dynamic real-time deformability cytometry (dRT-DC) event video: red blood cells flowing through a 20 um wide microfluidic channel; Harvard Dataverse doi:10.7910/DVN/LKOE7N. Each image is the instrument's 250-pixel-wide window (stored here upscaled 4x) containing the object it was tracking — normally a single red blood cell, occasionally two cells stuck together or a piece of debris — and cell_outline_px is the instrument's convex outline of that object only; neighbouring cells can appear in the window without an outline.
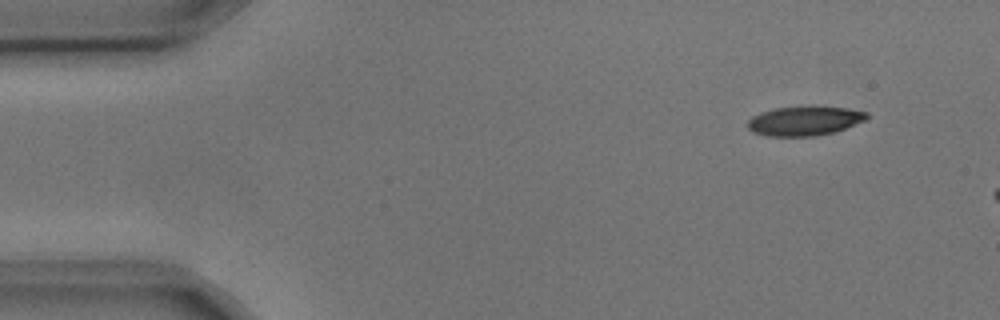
{"species": "common noctule bat (a hibernating species)", "species_latin": "Nyctalus noctula", "temperature_condition": "cold", "stored_images_in_passage": 3, "camera_frame_rate_fps": 3000, "um_per_image_px": 0.085, "animal": {"sex": "male", "body_mass_g": 17.9, "forearm_length_mm": 54.2}, "frame": {"image": 1, "passage_image": 1, "time_ms": 0.0, "image_size_px": [1000, 320], "cell_outline_px": [[868, 116], [864, 120], [844, 128], [832, 132], [816, 136], [768, 136], [752, 132], [748, 128], [748, 120], [752, 116], [776, 108], [808, 104], [816, 104], [848, 108], [868, 112]], "centroid_in_image_um": [68.39, 10.23], "position_along_channel_um": 16.6, "area_um2": 20.75}}